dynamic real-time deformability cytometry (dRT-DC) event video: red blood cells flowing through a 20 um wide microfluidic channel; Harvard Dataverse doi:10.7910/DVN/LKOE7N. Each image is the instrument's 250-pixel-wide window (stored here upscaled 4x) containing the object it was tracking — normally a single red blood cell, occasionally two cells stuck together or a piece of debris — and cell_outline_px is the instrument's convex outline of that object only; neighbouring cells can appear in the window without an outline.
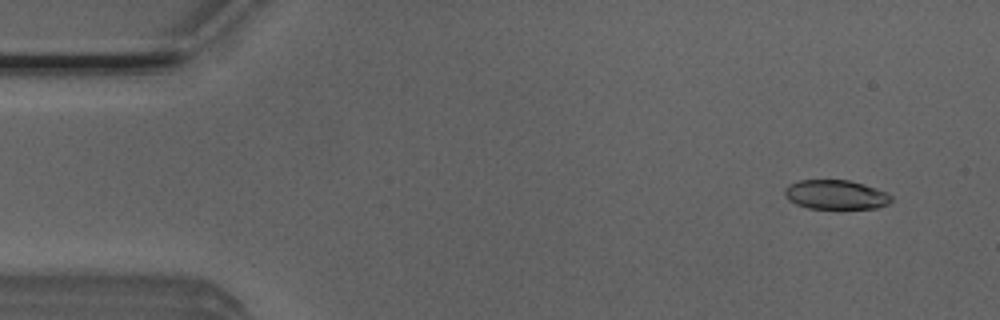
{"species": "Egyptian fruit bat (a non-hibernating species)", "species_latin": "Rousettus aegyptiacus", "temperature_condition": "room temperature", "stored_images_in_passage": 5, "camera_frame_rate_fps": 3000, "um_per_image_px": 0.085, "animal": {"sex": "male"}, "frame": {"image": 1, "passage_image": 2, "time_ms": 0.333, "image_size_px": [1000, 320], "cell_outline_px": [[892, 200], [888, 204], [876, 208], [808, 208], [796, 204], [788, 200], [784, 196], [784, 188], [788, 184], [800, 180], [848, 180], [864, 184], [888, 192], [892, 196]], "centroid_in_image_um": [71.03, 16.54], "position_along_channel_um": 14.0, "area_um2": 18.32}}
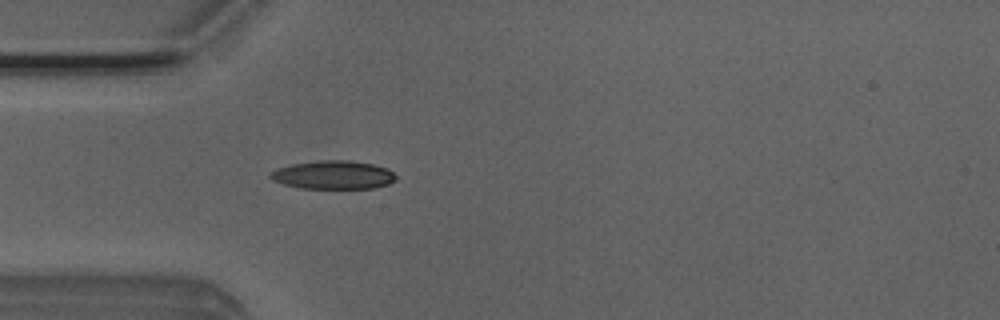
{"frame": {"image": 2, "passage_image": 5, "time_ms": 1.333, "image_size_px": [1000, 320], "cell_outline_px": [[396, 180], [388, 184], [372, 188], [300, 188], [284, 184], [272, 180], [268, 176], [276, 168], [292, 164], [316, 160], [352, 160], [372, 164], [388, 168], [396, 176]], "centroid_in_image_um": [28.32, 14.86], "position_along_channel_um": 56.7, "area_um2": 20.87}}